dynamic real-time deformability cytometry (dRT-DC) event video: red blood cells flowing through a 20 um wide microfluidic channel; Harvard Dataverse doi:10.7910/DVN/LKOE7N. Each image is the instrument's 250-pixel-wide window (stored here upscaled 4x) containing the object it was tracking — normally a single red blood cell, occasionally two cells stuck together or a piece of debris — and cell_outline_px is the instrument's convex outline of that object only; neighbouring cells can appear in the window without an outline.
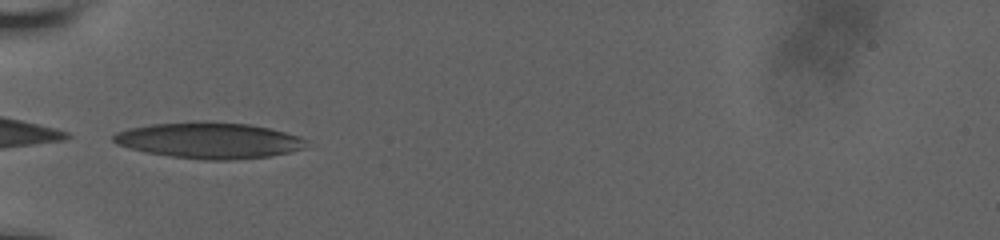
{"species": "human", "species_latin": "Homo sapiens", "temperature_condition": "room temperature", "stored_images_in_passage": 37, "camera_frame_rate_fps": 3000, "um_per_image_px": 0.085, "donor": {"sex": "male"}, "frame": {"image": 1, "passage_image": 1, "time_ms": 0.0, "image_size_px": [1000, 240], "cell_outline_px": [[308, 148], [292, 152], [268, 156], [228, 160], [204, 160], [172, 156], [148, 152], [116, 144], [112, 140], [112, 136], [116, 132], [128, 128], [152, 124], [204, 120], [248, 124], [268, 128], [300, 136], [308, 140]], "centroid_in_image_um": [17.82, 11.92], "position_along_channel_um": 67.2, "area_um2": 40.69}}
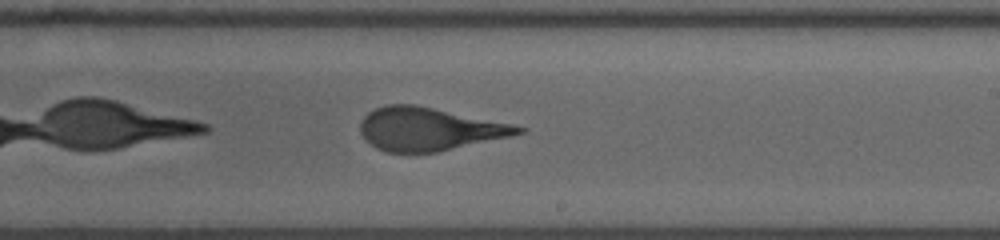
{"frame": {"image": 2, "passage_image": 16, "time_ms": 5.0, "image_size_px": [1000, 240], "cell_outline_px": [[528, 128], [524, 132], [508, 136], [436, 152], [388, 152], [376, 148], [360, 132], [360, 124], [364, 116], [368, 112], [384, 104], [416, 104], [512, 124]], "centroid_in_image_um": [36.44, 10.95], "position_along_channel_um": 252.6, "area_um2": 39.13}}
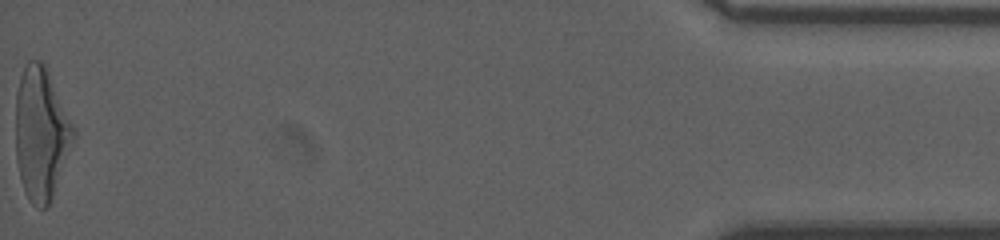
{"frame": {"image": 3, "passage_image": 37, "time_ms": 12.0, "image_size_px": [1000, 240], "cell_outline_px": [[76, 136], [48, 208], [36, 208], [28, 200], [20, 176], [16, 160], [16, 92], [20, 76], [24, 64], [28, 60], [40, 60], [44, 64], [76, 132]], "centroid_in_image_um": [3.48, 11.38], "position_along_channel_um": 431.7, "area_um2": 44.45}, "authors_computed_cell_mechanics": {"area_um2": 40.6912, "velocity_mm_per_s": 3.8111, "shape_relaxation_time_tau1_ms": 5.3054, "shape_relaxation_time_tau2_ms": 0.8959, "deformation_change_tau1": 0.2205, "deformation_change_tau2": 0.1053}}